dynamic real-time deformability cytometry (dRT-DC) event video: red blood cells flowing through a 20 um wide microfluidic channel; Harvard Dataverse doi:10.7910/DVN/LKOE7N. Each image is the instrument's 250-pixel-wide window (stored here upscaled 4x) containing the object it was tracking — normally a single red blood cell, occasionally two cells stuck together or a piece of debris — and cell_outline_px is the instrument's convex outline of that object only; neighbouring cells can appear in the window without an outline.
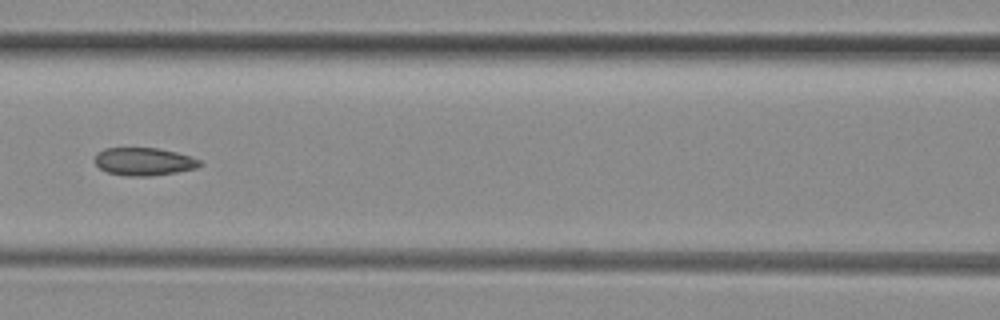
{"species": "common noctule bat (a hibernating species)", "species_latin": "Nyctalus noctula", "temperature_condition": "room temperature", "stored_images_in_passage": 50, "camera_frame_rate_fps": 3000, "um_per_image_px": 0.085, "animal": {"sex": "female", "body_mass_g": 29.2, "forearm_length_mm": 56.3}, "frame": {"image": 1, "passage_image": 22, "time_ms": 7.0, "image_size_px": [1000, 320], "cell_outline_px": [[204, 164], [196, 168], [176, 172], [152, 176], [124, 176], [108, 172], [100, 168], [92, 160], [96, 152], [104, 148], [156, 148], [176, 152], [200, 160]], "centroid_in_image_um": [12.19, 13.73], "position_along_channel_um": 154.4, "area_um2": 17.17}, "authors_computed_cell_mechanics": {"area_um2": 17.7446, "velocity_mm_per_s": 4.0735, "shape_relaxation_time_tau1_ms": null, "shape_relaxation_time_tau2_ms": 3.1626, "deformation_change_tau1": null, "deformation_change_tau2": 0.0578}}